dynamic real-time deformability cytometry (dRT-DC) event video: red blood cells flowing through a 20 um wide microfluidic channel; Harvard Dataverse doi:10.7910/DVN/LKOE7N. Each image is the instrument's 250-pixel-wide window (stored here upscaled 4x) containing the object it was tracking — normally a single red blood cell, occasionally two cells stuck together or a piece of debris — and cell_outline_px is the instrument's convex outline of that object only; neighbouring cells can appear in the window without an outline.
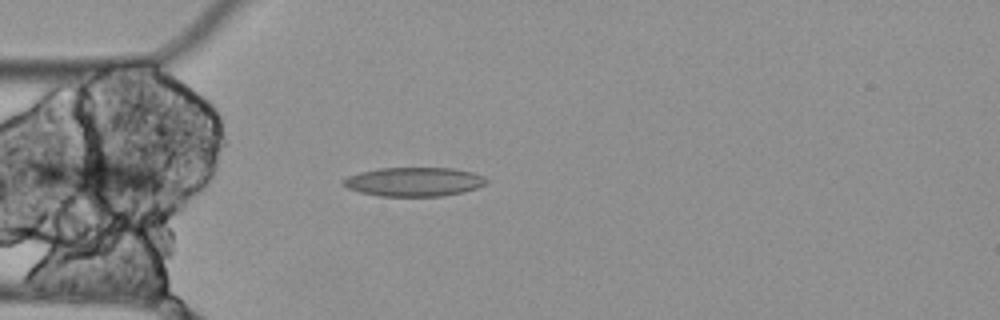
{"species": "Egyptian fruit bat (a non-hibernating species)", "species_latin": "Rousettus aegyptiacus", "temperature_condition": "cold", "stored_images_in_passage": 1, "camera_frame_rate_fps": 3000, "um_per_image_px": 0.085, "animal": {"sex": "female"}, "frame": {"image": 1, "passage_image": 1, "time_ms": 0.0, "image_size_px": [1000, 320], "cell_outline_px": [[488, 180], [484, 184], [476, 188], [464, 192], [444, 196], [380, 196], [360, 192], [348, 188], [340, 184], [340, 180], [348, 176], [360, 172], [380, 168], [452, 168], [472, 172], [484, 176]], "centroid_in_image_um": [35.17, 15.45], "position_along_channel_um": 49.8, "area_um2": 24.28}}